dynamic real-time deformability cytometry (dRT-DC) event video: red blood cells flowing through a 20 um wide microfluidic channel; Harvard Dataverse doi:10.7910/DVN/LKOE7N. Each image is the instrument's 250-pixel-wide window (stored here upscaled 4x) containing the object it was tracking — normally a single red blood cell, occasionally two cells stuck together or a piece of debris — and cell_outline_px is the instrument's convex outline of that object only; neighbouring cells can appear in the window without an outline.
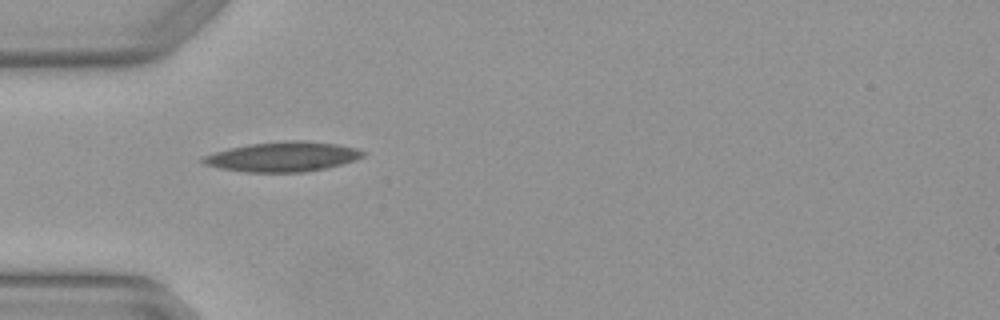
{"species": "Egyptian fruit bat (a non-hibernating species)", "species_latin": "Rousettus aegyptiacus", "temperature_condition": "warm", "stored_images_in_passage": 5, "camera_frame_rate_fps": 3000, "um_per_image_px": 0.085, "animal": {"sex": "female"}, "frame": {"image": 1, "passage_image": 4, "time_ms": 1.0, "image_size_px": [1000, 320], "cell_outline_px": [[368, 152], [364, 156], [328, 168], [304, 172], [244, 172], [220, 168], [204, 164], [200, 160], [204, 156], [216, 152], [248, 144], [288, 140], [304, 140], [336, 144], [356, 148]], "centroid_in_image_um": [24.06, 13.32], "position_along_channel_um": 60.9, "area_um2": 27.69}}
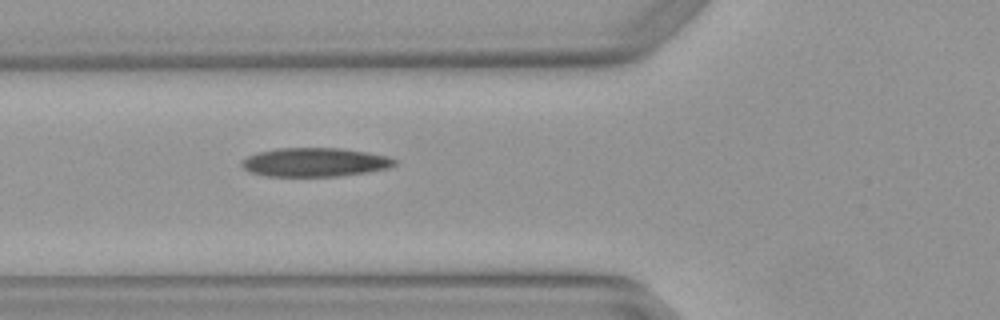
{"frame": {"image": 2, "passage_image": 5, "time_ms": 1.333, "image_size_px": [1000, 320], "cell_outline_px": [[396, 164], [388, 168], [340, 176], [264, 176], [248, 172], [240, 164], [240, 160], [256, 152], [276, 148], [340, 148], [368, 152], [388, 156], [396, 160]], "centroid_in_image_um": [26.71, 13.78], "position_along_channel_um": 99.1, "area_um2": 25.84}}